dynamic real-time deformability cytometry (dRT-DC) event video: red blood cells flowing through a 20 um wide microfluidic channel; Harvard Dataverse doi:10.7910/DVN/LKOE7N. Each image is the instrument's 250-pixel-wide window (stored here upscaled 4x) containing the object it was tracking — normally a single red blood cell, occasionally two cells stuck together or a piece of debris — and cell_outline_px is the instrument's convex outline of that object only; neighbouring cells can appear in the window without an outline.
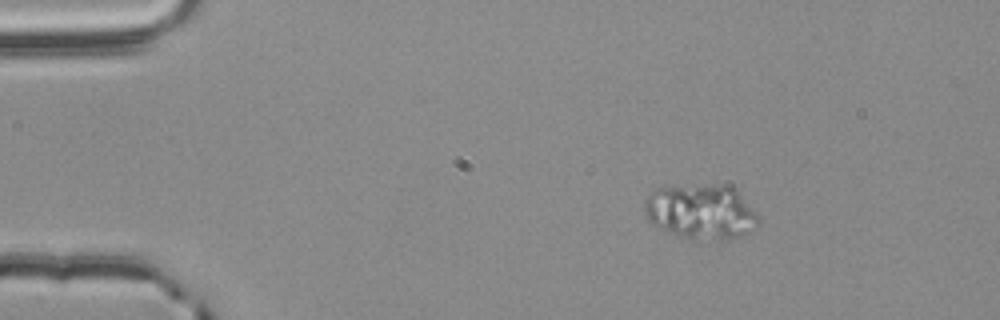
{"species": "common noctule bat (a hibernating species)", "species_latin": "Nyctalus noctula", "temperature_condition": "room temperature", "stored_images_in_passage": 21, "camera_frame_rate_fps": 3000, "um_per_image_px": 0.085, "animal": {"sex": "male", "body_mass_g": 20.4}, "frame": {"image": 1, "passage_image": 1, "time_ms": 0.0, "image_size_px": [1000, 320], "cell_outline_px": [[760, 224], [748, 232], [736, 236], [692, 240], [652, 224], [648, 220], [644, 212], [644, 200], [656, 188], [712, 184], [732, 184], [736, 188], [760, 216]], "centroid_in_image_um": [59.61, 17.95], "position_along_channel_um": 25.4, "area_um2": 36.36}}
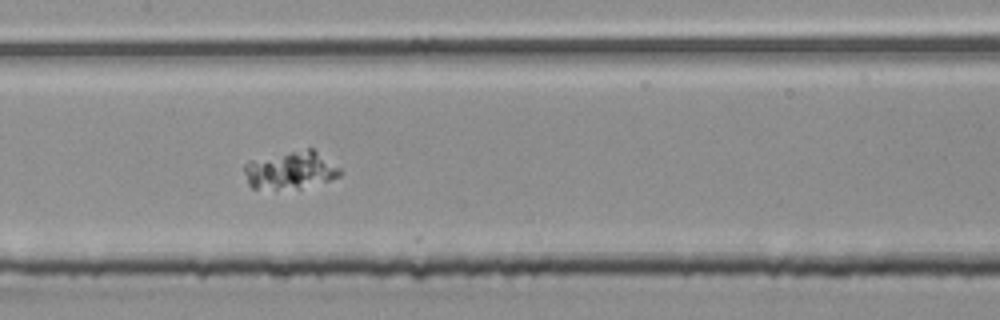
{"frame": {"image": 2, "passage_image": 20, "time_ms": 6.333, "image_size_px": [1000, 320], "cell_outline_px": [[344, 172], [340, 176], [328, 180], [300, 188], [252, 188], [248, 184], [244, 172], [244, 164], [248, 160], [308, 148], [312, 148], [340, 168]], "centroid_in_image_um": [24.68, 14.45], "position_along_channel_um": 182.7, "area_um2": 20.81}}